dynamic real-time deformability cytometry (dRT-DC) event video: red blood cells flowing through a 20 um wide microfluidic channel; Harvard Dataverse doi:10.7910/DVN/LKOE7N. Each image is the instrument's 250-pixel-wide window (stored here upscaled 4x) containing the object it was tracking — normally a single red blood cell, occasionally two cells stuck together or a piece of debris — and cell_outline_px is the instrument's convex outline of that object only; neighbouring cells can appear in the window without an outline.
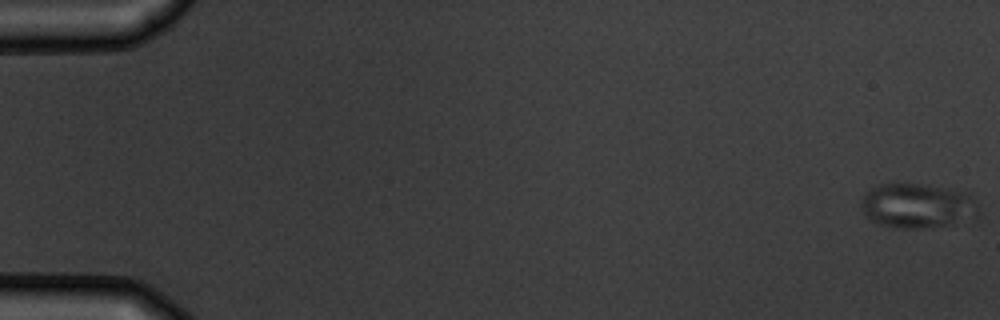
{"species": "common noctule bat (a hibernating species)", "species_latin": "Nyctalus noctula", "temperature_condition": "warm", "stored_images_in_passage": 8, "camera_frame_rate_fps": 3000, "um_per_image_px": 0.085, "animal": {"sex": "male", "body_mass_g": 19.5, "forearm_length_mm": 54.6}, "frame": {"image": 1, "passage_image": 1, "time_ms": 0.0, "image_size_px": [1000, 320], "cell_outline_px": [[980, 216], [944, 224], [920, 228], [904, 228], [880, 224], [868, 220], [860, 204], [860, 200], [864, 192], [880, 184], [920, 184], [972, 192], [976, 200], [980, 212]], "centroid_in_image_um": [77.99, 17.46], "position_along_channel_um": 7.0, "area_um2": 30.63}}
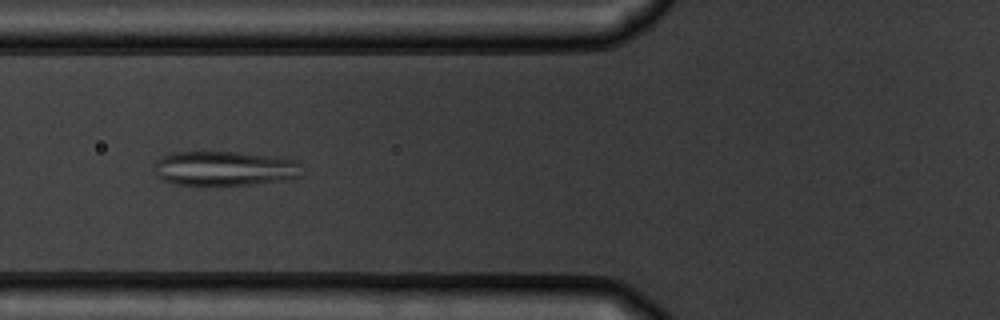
{"frame": {"image": 2, "passage_image": 7, "time_ms": 7.0, "image_size_px": [1000, 320], "cell_outline_px": [[300, 176], [256, 184], [176, 184], [160, 180], [156, 176], [152, 168], [156, 160], [160, 156], [172, 152], [236, 152], [296, 160], [300, 164]], "centroid_in_image_um": [18.97, 14.3], "position_along_channel_um": 106.8, "area_um2": 29.48}}